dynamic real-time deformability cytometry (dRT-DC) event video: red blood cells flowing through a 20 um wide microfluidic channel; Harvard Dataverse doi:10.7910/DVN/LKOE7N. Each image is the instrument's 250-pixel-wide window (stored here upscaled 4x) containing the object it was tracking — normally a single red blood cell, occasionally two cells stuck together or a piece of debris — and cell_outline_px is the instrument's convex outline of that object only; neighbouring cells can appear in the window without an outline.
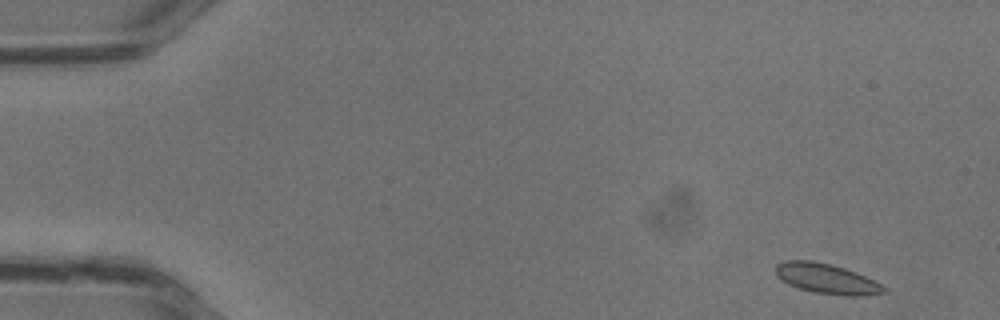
{"species": "common noctule bat (a hibernating species)", "species_latin": "Nyctalus noctula", "temperature_condition": "warm", "stored_images_in_passage": 36, "camera_frame_rate_fps": 3000, "um_per_image_px": 0.085, "animal": {"sex": "male", "body_mass_g": 13.3}, "frame": {"image": 1, "passage_image": 1, "time_ms": 0.0, "image_size_px": [1000, 320], "cell_outline_px": [[888, 292], [856, 296], [848, 296], [816, 292], [800, 288], [788, 284], [776, 272], [776, 264], [784, 260], [812, 260], [832, 264], [856, 272], [888, 288]], "centroid_in_image_um": [70.29, 23.67], "position_along_channel_um": 14.7, "area_um2": 18.67}}
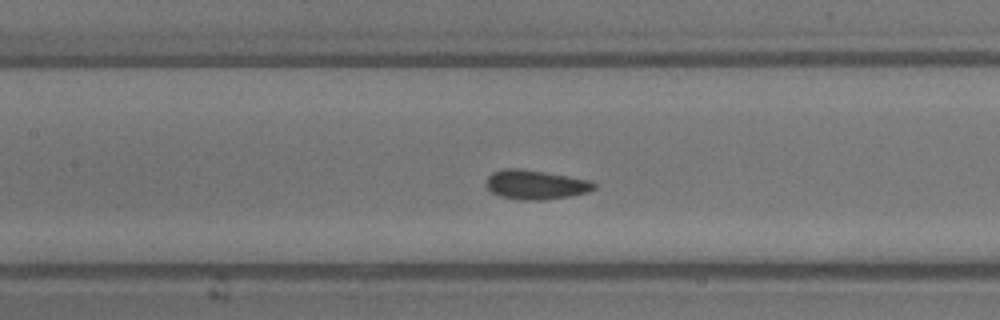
{"frame": {"image": 2, "passage_image": 16, "time_ms": 5.0, "image_size_px": [1000, 320], "cell_outline_px": [[596, 188], [588, 192], [568, 196], [540, 200], [516, 200], [500, 196], [492, 192], [488, 188], [488, 176], [492, 172], [504, 168], [520, 168], [544, 172], [588, 180], [596, 184]], "centroid_in_image_um": [45.51, 15.7], "position_along_channel_um": 161.9, "area_um2": 18.21}}
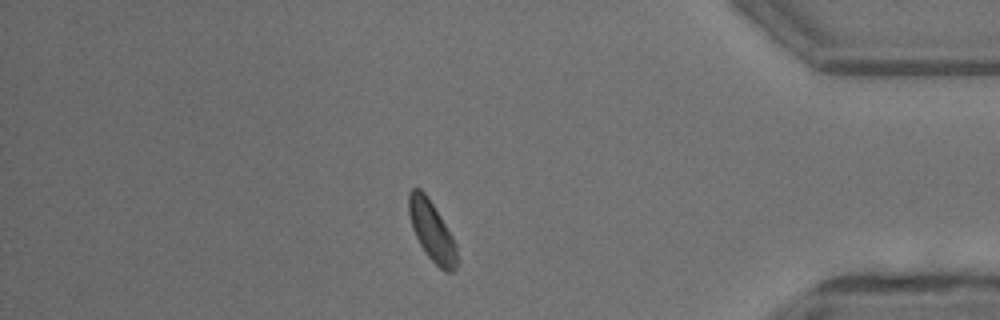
{"frame": {"image": 3, "passage_image": 31, "time_ms": 10.0, "image_size_px": [1000, 320], "cell_outline_px": [[460, 260], [456, 268], [452, 272], [444, 272], [428, 256], [420, 244], [412, 228], [408, 212], [408, 192], [412, 188], [420, 188], [424, 192], [440, 216], [452, 236], [456, 244]], "centroid_in_image_um": [36.73, 19.67], "position_along_channel_um": 398.5, "area_um2": 16.88}}